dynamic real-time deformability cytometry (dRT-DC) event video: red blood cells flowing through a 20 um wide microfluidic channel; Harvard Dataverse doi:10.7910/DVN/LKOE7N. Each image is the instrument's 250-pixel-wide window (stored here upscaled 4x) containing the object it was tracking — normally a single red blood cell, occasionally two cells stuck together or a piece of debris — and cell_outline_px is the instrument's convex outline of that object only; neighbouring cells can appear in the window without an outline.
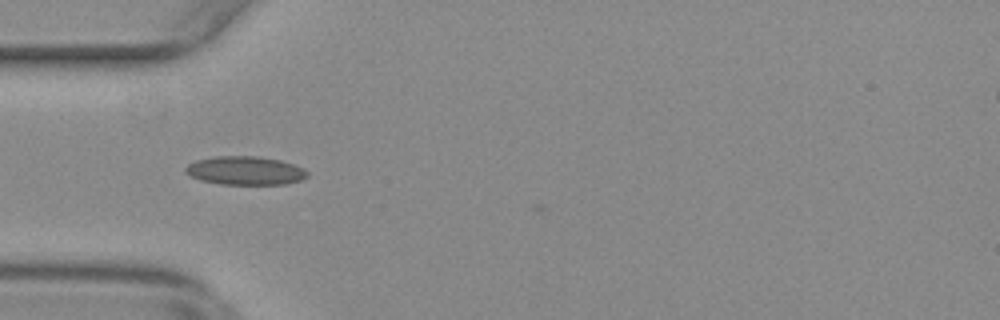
{"species": "common noctule bat (a hibernating species)", "species_latin": "Nyctalus noctula", "temperature_condition": "warm", "stored_images_in_passage": 4, "camera_frame_rate_fps": 3000, "um_per_image_px": 0.085, "animal": {"sex": "female", "body_mass_g": 29.2, "forearm_length_mm": 56.3}, "frame": {"image": 1, "passage_image": 3, "time_ms": 0.667, "image_size_px": [1000, 320], "cell_outline_px": [[308, 176], [300, 180], [284, 184], [220, 184], [200, 180], [184, 172], [184, 168], [188, 164], [196, 160], [216, 156], [256, 156], [280, 160], [304, 168], [308, 172]], "centroid_in_image_um": [20.83, 14.5], "position_along_channel_um": 64.2, "area_um2": 20.23}}